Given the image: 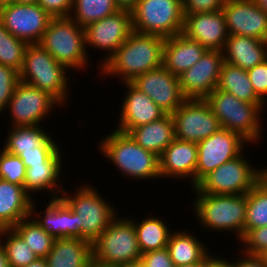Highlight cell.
<instances>
[{
    "mask_svg": "<svg viewBox=\"0 0 267 267\" xmlns=\"http://www.w3.org/2000/svg\"><path fill=\"white\" fill-rule=\"evenodd\" d=\"M60 148L47 162L44 164L30 165L26 168V177L24 181V189L26 193L34 200L39 193L48 194L49 199L61 198L65 183L61 179H65V153ZM63 153V155H62ZM65 159V160H64ZM64 160V161H63ZM64 173V174H62ZM62 176V177H61ZM37 193V194H36ZM35 194V195H34ZM35 196V197H33ZM38 196V197H37Z\"/></svg>",
    "mask_w": 267,
    "mask_h": 267,
    "instance_id": "obj_19",
    "label": "cell"
},
{
    "mask_svg": "<svg viewBox=\"0 0 267 267\" xmlns=\"http://www.w3.org/2000/svg\"><path fill=\"white\" fill-rule=\"evenodd\" d=\"M239 244H243L239 246ZM238 249L253 255L267 254V226L248 230L238 242Z\"/></svg>",
    "mask_w": 267,
    "mask_h": 267,
    "instance_id": "obj_39",
    "label": "cell"
},
{
    "mask_svg": "<svg viewBox=\"0 0 267 267\" xmlns=\"http://www.w3.org/2000/svg\"><path fill=\"white\" fill-rule=\"evenodd\" d=\"M256 5L267 14V0H254Z\"/></svg>",
    "mask_w": 267,
    "mask_h": 267,
    "instance_id": "obj_51",
    "label": "cell"
},
{
    "mask_svg": "<svg viewBox=\"0 0 267 267\" xmlns=\"http://www.w3.org/2000/svg\"><path fill=\"white\" fill-rule=\"evenodd\" d=\"M141 261L147 267H174L167 247L143 253Z\"/></svg>",
    "mask_w": 267,
    "mask_h": 267,
    "instance_id": "obj_45",
    "label": "cell"
},
{
    "mask_svg": "<svg viewBox=\"0 0 267 267\" xmlns=\"http://www.w3.org/2000/svg\"><path fill=\"white\" fill-rule=\"evenodd\" d=\"M26 167L22 159L0 146V178L24 186Z\"/></svg>",
    "mask_w": 267,
    "mask_h": 267,
    "instance_id": "obj_38",
    "label": "cell"
},
{
    "mask_svg": "<svg viewBox=\"0 0 267 267\" xmlns=\"http://www.w3.org/2000/svg\"><path fill=\"white\" fill-rule=\"evenodd\" d=\"M25 267H47V263L45 258H37Z\"/></svg>",
    "mask_w": 267,
    "mask_h": 267,
    "instance_id": "obj_50",
    "label": "cell"
},
{
    "mask_svg": "<svg viewBox=\"0 0 267 267\" xmlns=\"http://www.w3.org/2000/svg\"><path fill=\"white\" fill-rule=\"evenodd\" d=\"M150 215L145 214L144 218L141 217L142 219L135 218L136 215L134 217L127 215L134 224L138 246L142 254L167 247L170 234L174 230L165 218L162 220L161 216Z\"/></svg>",
    "mask_w": 267,
    "mask_h": 267,
    "instance_id": "obj_30",
    "label": "cell"
},
{
    "mask_svg": "<svg viewBox=\"0 0 267 267\" xmlns=\"http://www.w3.org/2000/svg\"><path fill=\"white\" fill-rule=\"evenodd\" d=\"M58 108L63 110L66 107H62L49 93L19 81L0 118H4L2 115L9 113L5 114V117L10 116L7 120L10 123H8L9 127L45 125L47 123L45 120L50 119L48 117L53 116L55 109Z\"/></svg>",
    "mask_w": 267,
    "mask_h": 267,
    "instance_id": "obj_11",
    "label": "cell"
},
{
    "mask_svg": "<svg viewBox=\"0 0 267 267\" xmlns=\"http://www.w3.org/2000/svg\"><path fill=\"white\" fill-rule=\"evenodd\" d=\"M164 42L163 37L133 31L100 67L98 78L132 82L139 75L163 66Z\"/></svg>",
    "mask_w": 267,
    "mask_h": 267,
    "instance_id": "obj_1",
    "label": "cell"
},
{
    "mask_svg": "<svg viewBox=\"0 0 267 267\" xmlns=\"http://www.w3.org/2000/svg\"><path fill=\"white\" fill-rule=\"evenodd\" d=\"M90 267H101V266L92 264Z\"/></svg>",
    "mask_w": 267,
    "mask_h": 267,
    "instance_id": "obj_59",
    "label": "cell"
},
{
    "mask_svg": "<svg viewBox=\"0 0 267 267\" xmlns=\"http://www.w3.org/2000/svg\"><path fill=\"white\" fill-rule=\"evenodd\" d=\"M28 44L14 37L0 21V64L21 71Z\"/></svg>",
    "mask_w": 267,
    "mask_h": 267,
    "instance_id": "obj_37",
    "label": "cell"
},
{
    "mask_svg": "<svg viewBox=\"0 0 267 267\" xmlns=\"http://www.w3.org/2000/svg\"><path fill=\"white\" fill-rule=\"evenodd\" d=\"M32 201L24 186L0 178V229L13 228L29 217Z\"/></svg>",
    "mask_w": 267,
    "mask_h": 267,
    "instance_id": "obj_26",
    "label": "cell"
},
{
    "mask_svg": "<svg viewBox=\"0 0 267 267\" xmlns=\"http://www.w3.org/2000/svg\"><path fill=\"white\" fill-rule=\"evenodd\" d=\"M193 201H191L195 222L203 231L226 233L233 235L237 242L244 235L247 198L246 194H207L199 193L191 187ZM195 199V200H194ZM205 229V230H204ZM233 233V234H232Z\"/></svg>",
    "mask_w": 267,
    "mask_h": 267,
    "instance_id": "obj_3",
    "label": "cell"
},
{
    "mask_svg": "<svg viewBox=\"0 0 267 267\" xmlns=\"http://www.w3.org/2000/svg\"><path fill=\"white\" fill-rule=\"evenodd\" d=\"M174 267H202V263H194V264L174 266Z\"/></svg>",
    "mask_w": 267,
    "mask_h": 267,
    "instance_id": "obj_53",
    "label": "cell"
},
{
    "mask_svg": "<svg viewBox=\"0 0 267 267\" xmlns=\"http://www.w3.org/2000/svg\"><path fill=\"white\" fill-rule=\"evenodd\" d=\"M267 102L265 103V112H266V114H267Z\"/></svg>",
    "mask_w": 267,
    "mask_h": 267,
    "instance_id": "obj_58",
    "label": "cell"
},
{
    "mask_svg": "<svg viewBox=\"0 0 267 267\" xmlns=\"http://www.w3.org/2000/svg\"><path fill=\"white\" fill-rule=\"evenodd\" d=\"M197 160V143L175 139L159 156L161 180H183L187 183L190 179L188 183L194 187Z\"/></svg>",
    "mask_w": 267,
    "mask_h": 267,
    "instance_id": "obj_22",
    "label": "cell"
},
{
    "mask_svg": "<svg viewBox=\"0 0 267 267\" xmlns=\"http://www.w3.org/2000/svg\"><path fill=\"white\" fill-rule=\"evenodd\" d=\"M69 71L39 44H32L26 48L19 80L49 93L64 107L71 103Z\"/></svg>",
    "mask_w": 267,
    "mask_h": 267,
    "instance_id": "obj_7",
    "label": "cell"
},
{
    "mask_svg": "<svg viewBox=\"0 0 267 267\" xmlns=\"http://www.w3.org/2000/svg\"><path fill=\"white\" fill-rule=\"evenodd\" d=\"M175 139L198 143L222 127L205 99H186L171 114Z\"/></svg>",
    "mask_w": 267,
    "mask_h": 267,
    "instance_id": "obj_13",
    "label": "cell"
},
{
    "mask_svg": "<svg viewBox=\"0 0 267 267\" xmlns=\"http://www.w3.org/2000/svg\"><path fill=\"white\" fill-rule=\"evenodd\" d=\"M19 81V72L17 70L0 64V115L7 108Z\"/></svg>",
    "mask_w": 267,
    "mask_h": 267,
    "instance_id": "obj_41",
    "label": "cell"
},
{
    "mask_svg": "<svg viewBox=\"0 0 267 267\" xmlns=\"http://www.w3.org/2000/svg\"><path fill=\"white\" fill-rule=\"evenodd\" d=\"M225 0H182L183 14L220 11Z\"/></svg>",
    "mask_w": 267,
    "mask_h": 267,
    "instance_id": "obj_43",
    "label": "cell"
},
{
    "mask_svg": "<svg viewBox=\"0 0 267 267\" xmlns=\"http://www.w3.org/2000/svg\"><path fill=\"white\" fill-rule=\"evenodd\" d=\"M205 100L223 129L239 134L252 147L261 144L260 141L264 142L263 125L267 123L264 122L267 120L264 119L265 104L248 103L219 89H215Z\"/></svg>",
    "mask_w": 267,
    "mask_h": 267,
    "instance_id": "obj_4",
    "label": "cell"
},
{
    "mask_svg": "<svg viewBox=\"0 0 267 267\" xmlns=\"http://www.w3.org/2000/svg\"><path fill=\"white\" fill-rule=\"evenodd\" d=\"M119 215L92 243L93 264L122 267L137 264L142 257L133 222Z\"/></svg>",
    "mask_w": 267,
    "mask_h": 267,
    "instance_id": "obj_8",
    "label": "cell"
},
{
    "mask_svg": "<svg viewBox=\"0 0 267 267\" xmlns=\"http://www.w3.org/2000/svg\"><path fill=\"white\" fill-rule=\"evenodd\" d=\"M207 49L183 33L166 38L163 48V66L179 77L194 66Z\"/></svg>",
    "mask_w": 267,
    "mask_h": 267,
    "instance_id": "obj_24",
    "label": "cell"
},
{
    "mask_svg": "<svg viewBox=\"0 0 267 267\" xmlns=\"http://www.w3.org/2000/svg\"><path fill=\"white\" fill-rule=\"evenodd\" d=\"M36 199L32 201L30 216L44 229L56 238L82 239L77 228L76 213L62 198L48 199L44 209L38 210Z\"/></svg>",
    "mask_w": 267,
    "mask_h": 267,
    "instance_id": "obj_21",
    "label": "cell"
},
{
    "mask_svg": "<svg viewBox=\"0 0 267 267\" xmlns=\"http://www.w3.org/2000/svg\"><path fill=\"white\" fill-rule=\"evenodd\" d=\"M12 3V0H0V8Z\"/></svg>",
    "mask_w": 267,
    "mask_h": 267,
    "instance_id": "obj_54",
    "label": "cell"
},
{
    "mask_svg": "<svg viewBox=\"0 0 267 267\" xmlns=\"http://www.w3.org/2000/svg\"><path fill=\"white\" fill-rule=\"evenodd\" d=\"M89 181L73 186L71 193L65 187L61 198L76 213L77 228L82 239L92 244L119 215L120 209Z\"/></svg>",
    "mask_w": 267,
    "mask_h": 267,
    "instance_id": "obj_5",
    "label": "cell"
},
{
    "mask_svg": "<svg viewBox=\"0 0 267 267\" xmlns=\"http://www.w3.org/2000/svg\"><path fill=\"white\" fill-rule=\"evenodd\" d=\"M102 135L104 136L98 141L97 150L103 154L107 163L113 164L112 167L121 173L119 176L129 178L132 184L133 179L139 183L143 180H161L158 155L143 149L128 133L113 129Z\"/></svg>",
    "mask_w": 267,
    "mask_h": 267,
    "instance_id": "obj_2",
    "label": "cell"
},
{
    "mask_svg": "<svg viewBox=\"0 0 267 267\" xmlns=\"http://www.w3.org/2000/svg\"><path fill=\"white\" fill-rule=\"evenodd\" d=\"M248 77L256 95L267 102V60L247 70Z\"/></svg>",
    "mask_w": 267,
    "mask_h": 267,
    "instance_id": "obj_42",
    "label": "cell"
},
{
    "mask_svg": "<svg viewBox=\"0 0 267 267\" xmlns=\"http://www.w3.org/2000/svg\"><path fill=\"white\" fill-rule=\"evenodd\" d=\"M223 63L221 50H206L194 66L179 76L183 95L187 99H205L216 89Z\"/></svg>",
    "mask_w": 267,
    "mask_h": 267,
    "instance_id": "obj_17",
    "label": "cell"
},
{
    "mask_svg": "<svg viewBox=\"0 0 267 267\" xmlns=\"http://www.w3.org/2000/svg\"><path fill=\"white\" fill-rule=\"evenodd\" d=\"M0 267H10L4 246L0 242Z\"/></svg>",
    "mask_w": 267,
    "mask_h": 267,
    "instance_id": "obj_49",
    "label": "cell"
},
{
    "mask_svg": "<svg viewBox=\"0 0 267 267\" xmlns=\"http://www.w3.org/2000/svg\"><path fill=\"white\" fill-rule=\"evenodd\" d=\"M136 265L138 267H147L141 260Z\"/></svg>",
    "mask_w": 267,
    "mask_h": 267,
    "instance_id": "obj_56",
    "label": "cell"
},
{
    "mask_svg": "<svg viewBox=\"0 0 267 267\" xmlns=\"http://www.w3.org/2000/svg\"><path fill=\"white\" fill-rule=\"evenodd\" d=\"M51 18L37 3L12 2L0 8L1 23L14 37L28 45L40 42Z\"/></svg>",
    "mask_w": 267,
    "mask_h": 267,
    "instance_id": "obj_15",
    "label": "cell"
},
{
    "mask_svg": "<svg viewBox=\"0 0 267 267\" xmlns=\"http://www.w3.org/2000/svg\"><path fill=\"white\" fill-rule=\"evenodd\" d=\"M124 85V97L118 110L117 131L128 133L132 128L151 123L162 118L163 112L144 92L137 89L131 82Z\"/></svg>",
    "mask_w": 267,
    "mask_h": 267,
    "instance_id": "obj_20",
    "label": "cell"
},
{
    "mask_svg": "<svg viewBox=\"0 0 267 267\" xmlns=\"http://www.w3.org/2000/svg\"><path fill=\"white\" fill-rule=\"evenodd\" d=\"M217 254V256H216ZM220 255V256H219ZM217 252L210 253L203 261L202 267H233V257L226 258ZM225 257V258H224Z\"/></svg>",
    "mask_w": 267,
    "mask_h": 267,
    "instance_id": "obj_47",
    "label": "cell"
},
{
    "mask_svg": "<svg viewBox=\"0 0 267 267\" xmlns=\"http://www.w3.org/2000/svg\"><path fill=\"white\" fill-rule=\"evenodd\" d=\"M0 242L10 267H25L38 258L13 228L0 229Z\"/></svg>",
    "mask_w": 267,
    "mask_h": 267,
    "instance_id": "obj_36",
    "label": "cell"
},
{
    "mask_svg": "<svg viewBox=\"0 0 267 267\" xmlns=\"http://www.w3.org/2000/svg\"><path fill=\"white\" fill-rule=\"evenodd\" d=\"M6 131V139L4 138V144L0 146L17 156L22 152L38 151V147L51 136L46 125L14 126Z\"/></svg>",
    "mask_w": 267,
    "mask_h": 267,
    "instance_id": "obj_31",
    "label": "cell"
},
{
    "mask_svg": "<svg viewBox=\"0 0 267 267\" xmlns=\"http://www.w3.org/2000/svg\"><path fill=\"white\" fill-rule=\"evenodd\" d=\"M266 166H261V167L263 168V178L267 181V167Z\"/></svg>",
    "mask_w": 267,
    "mask_h": 267,
    "instance_id": "obj_55",
    "label": "cell"
},
{
    "mask_svg": "<svg viewBox=\"0 0 267 267\" xmlns=\"http://www.w3.org/2000/svg\"><path fill=\"white\" fill-rule=\"evenodd\" d=\"M56 137L51 135L40 147L38 151L22 152L19 157L28 168L30 165L44 164L47 162L62 145L59 140L56 141Z\"/></svg>",
    "mask_w": 267,
    "mask_h": 267,
    "instance_id": "obj_40",
    "label": "cell"
},
{
    "mask_svg": "<svg viewBox=\"0 0 267 267\" xmlns=\"http://www.w3.org/2000/svg\"><path fill=\"white\" fill-rule=\"evenodd\" d=\"M201 238L202 235L198 237V233L196 232L195 235L193 230L174 228L167 244L174 266L203 263L204 259L212 252V248H209L203 241L204 239L201 240Z\"/></svg>",
    "mask_w": 267,
    "mask_h": 267,
    "instance_id": "obj_27",
    "label": "cell"
},
{
    "mask_svg": "<svg viewBox=\"0 0 267 267\" xmlns=\"http://www.w3.org/2000/svg\"><path fill=\"white\" fill-rule=\"evenodd\" d=\"M133 31L170 38L184 26L182 0H139L131 10Z\"/></svg>",
    "mask_w": 267,
    "mask_h": 267,
    "instance_id": "obj_10",
    "label": "cell"
},
{
    "mask_svg": "<svg viewBox=\"0 0 267 267\" xmlns=\"http://www.w3.org/2000/svg\"><path fill=\"white\" fill-rule=\"evenodd\" d=\"M222 53L224 62L248 70L267 60V41L229 35Z\"/></svg>",
    "mask_w": 267,
    "mask_h": 267,
    "instance_id": "obj_25",
    "label": "cell"
},
{
    "mask_svg": "<svg viewBox=\"0 0 267 267\" xmlns=\"http://www.w3.org/2000/svg\"><path fill=\"white\" fill-rule=\"evenodd\" d=\"M45 260L47 267H90L92 244L84 239L56 238Z\"/></svg>",
    "mask_w": 267,
    "mask_h": 267,
    "instance_id": "obj_28",
    "label": "cell"
},
{
    "mask_svg": "<svg viewBox=\"0 0 267 267\" xmlns=\"http://www.w3.org/2000/svg\"><path fill=\"white\" fill-rule=\"evenodd\" d=\"M38 0H12V2L19 4H34L37 3Z\"/></svg>",
    "mask_w": 267,
    "mask_h": 267,
    "instance_id": "obj_52",
    "label": "cell"
},
{
    "mask_svg": "<svg viewBox=\"0 0 267 267\" xmlns=\"http://www.w3.org/2000/svg\"><path fill=\"white\" fill-rule=\"evenodd\" d=\"M182 33L207 50L221 51L229 36L222 10L184 15Z\"/></svg>",
    "mask_w": 267,
    "mask_h": 267,
    "instance_id": "obj_23",
    "label": "cell"
},
{
    "mask_svg": "<svg viewBox=\"0 0 267 267\" xmlns=\"http://www.w3.org/2000/svg\"><path fill=\"white\" fill-rule=\"evenodd\" d=\"M122 267H138V266L135 264V265L122 266Z\"/></svg>",
    "mask_w": 267,
    "mask_h": 267,
    "instance_id": "obj_57",
    "label": "cell"
},
{
    "mask_svg": "<svg viewBox=\"0 0 267 267\" xmlns=\"http://www.w3.org/2000/svg\"><path fill=\"white\" fill-rule=\"evenodd\" d=\"M246 150L209 172L194 188L199 193L207 194H246L263 178V168L253 166L254 161L249 160L250 156H245Z\"/></svg>",
    "mask_w": 267,
    "mask_h": 267,
    "instance_id": "obj_9",
    "label": "cell"
},
{
    "mask_svg": "<svg viewBox=\"0 0 267 267\" xmlns=\"http://www.w3.org/2000/svg\"><path fill=\"white\" fill-rule=\"evenodd\" d=\"M86 50L90 57L92 50L102 51L97 64L95 79L99 76L100 67L109 60L116 50L126 41L133 32L131 11L120 9L101 20L92 22L84 28ZM107 52V53H106Z\"/></svg>",
    "mask_w": 267,
    "mask_h": 267,
    "instance_id": "obj_12",
    "label": "cell"
},
{
    "mask_svg": "<svg viewBox=\"0 0 267 267\" xmlns=\"http://www.w3.org/2000/svg\"><path fill=\"white\" fill-rule=\"evenodd\" d=\"M120 10L115 0H73L70 17L85 28L92 22L101 20Z\"/></svg>",
    "mask_w": 267,
    "mask_h": 267,
    "instance_id": "obj_33",
    "label": "cell"
},
{
    "mask_svg": "<svg viewBox=\"0 0 267 267\" xmlns=\"http://www.w3.org/2000/svg\"><path fill=\"white\" fill-rule=\"evenodd\" d=\"M38 44L72 73L87 72L93 63L86 50L84 28L71 17L51 18Z\"/></svg>",
    "mask_w": 267,
    "mask_h": 267,
    "instance_id": "obj_6",
    "label": "cell"
},
{
    "mask_svg": "<svg viewBox=\"0 0 267 267\" xmlns=\"http://www.w3.org/2000/svg\"><path fill=\"white\" fill-rule=\"evenodd\" d=\"M13 229L38 258H46L53 248L55 238L47 234L31 216L22 219Z\"/></svg>",
    "mask_w": 267,
    "mask_h": 267,
    "instance_id": "obj_35",
    "label": "cell"
},
{
    "mask_svg": "<svg viewBox=\"0 0 267 267\" xmlns=\"http://www.w3.org/2000/svg\"><path fill=\"white\" fill-rule=\"evenodd\" d=\"M222 12L229 35L267 41V14L254 0H225Z\"/></svg>",
    "mask_w": 267,
    "mask_h": 267,
    "instance_id": "obj_18",
    "label": "cell"
},
{
    "mask_svg": "<svg viewBox=\"0 0 267 267\" xmlns=\"http://www.w3.org/2000/svg\"><path fill=\"white\" fill-rule=\"evenodd\" d=\"M250 144L239 134L221 128L197 143L195 185L209 172L239 156Z\"/></svg>",
    "mask_w": 267,
    "mask_h": 267,
    "instance_id": "obj_14",
    "label": "cell"
},
{
    "mask_svg": "<svg viewBox=\"0 0 267 267\" xmlns=\"http://www.w3.org/2000/svg\"><path fill=\"white\" fill-rule=\"evenodd\" d=\"M238 252L239 256L235 255V258L233 257V267H267V260L264 255L248 254L241 249L236 254Z\"/></svg>",
    "mask_w": 267,
    "mask_h": 267,
    "instance_id": "obj_46",
    "label": "cell"
},
{
    "mask_svg": "<svg viewBox=\"0 0 267 267\" xmlns=\"http://www.w3.org/2000/svg\"><path fill=\"white\" fill-rule=\"evenodd\" d=\"M131 83L166 114L174 113L187 99L182 93L179 77L164 66L139 75Z\"/></svg>",
    "mask_w": 267,
    "mask_h": 267,
    "instance_id": "obj_16",
    "label": "cell"
},
{
    "mask_svg": "<svg viewBox=\"0 0 267 267\" xmlns=\"http://www.w3.org/2000/svg\"><path fill=\"white\" fill-rule=\"evenodd\" d=\"M128 135L143 149L160 156L175 140L174 122L171 114L151 123L132 128Z\"/></svg>",
    "mask_w": 267,
    "mask_h": 267,
    "instance_id": "obj_29",
    "label": "cell"
},
{
    "mask_svg": "<svg viewBox=\"0 0 267 267\" xmlns=\"http://www.w3.org/2000/svg\"><path fill=\"white\" fill-rule=\"evenodd\" d=\"M246 198L244 234L250 229L267 226V181L262 178L246 193Z\"/></svg>",
    "mask_w": 267,
    "mask_h": 267,
    "instance_id": "obj_34",
    "label": "cell"
},
{
    "mask_svg": "<svg viewBox=\"0 0 267 267\" xmlns=\"http://www.w3.org/2000/svg\"><path fill=\"white\" fill-rule=\"evenodd\" d=\"M139 0H115L117 6L120 9H125L131 11L137 4Z\"/></svg>",
    "mask_w": 267,
    "mask_h": 267,
    "instance_id": "obj_48",
    "label": "cell"
},
{
    "mask_svg": "<svg viewBox=\"0 0 267 267\" xmlns=\"http://www.w3.org/2000/svg\"><path fill=\"white\" fill-rule=\"evenodd\" d=\"M37 4L52 18L70 17L73 0H38Z\"/></svg>",
    "mask_w": 267,
    "mask_h": 267,
    "instance_id": "obj_44",
    "label": "cell"
},
{
    "mask_svg": "<svg viewBox=\"0 0 267 267\" xmlns=\"http://www.w3.org/2000/svg\"><path fill=\"white\" fill-rule=\"evenodd\" d=\"M216 89L233 94L239 100L248 103L265 104L254 92L247 70L227 62L221 67Z\"/></svg>",
    "mask_w": 267,
    "mask_h": 267,
    "instance_id": "obj_32",
    "label": "cell"
}]
</instances>
